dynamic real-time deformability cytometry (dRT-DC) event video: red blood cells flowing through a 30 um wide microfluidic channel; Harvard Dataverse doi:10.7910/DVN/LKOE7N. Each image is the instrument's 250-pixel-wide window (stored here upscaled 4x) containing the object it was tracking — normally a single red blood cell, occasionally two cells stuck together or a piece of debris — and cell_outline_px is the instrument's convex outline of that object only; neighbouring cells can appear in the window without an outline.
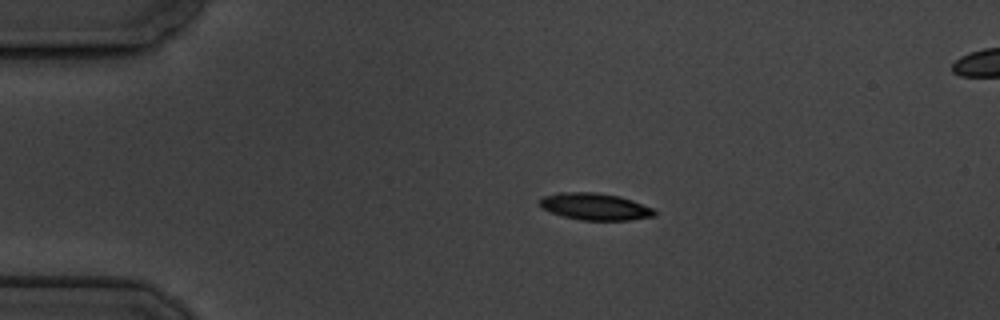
{"species": "common noctule bat (a hibernating species)", "species_latin": "Nyctalus noctula", "temperature_condition": "cold", "stored_images_in_passage": 14, "camera_frame_rate_fps": 3000, "um_per_image_px": 0.085, "animal": {"sex": "male", "body_mass_g": 19.5, "forearm_length_mm": 54.6}, "frame": {"image": 1, "passage_image": 2, "time_ms": 2.0, "image_size_px": [1000, 320], "cell_outline_px": [[656, 216], [628, 220], [580, 220], [564, 216], [552, 212], [544, 208], [540, 204], [540, 196], [560, 192], [596, 192], [620, 196], [632, 200], [652, 208], [656, 212]], "centroid_in_image_um": [50.58, 17.55], "position_along_channel_um": 34.4, "area_um2": 17.92}}
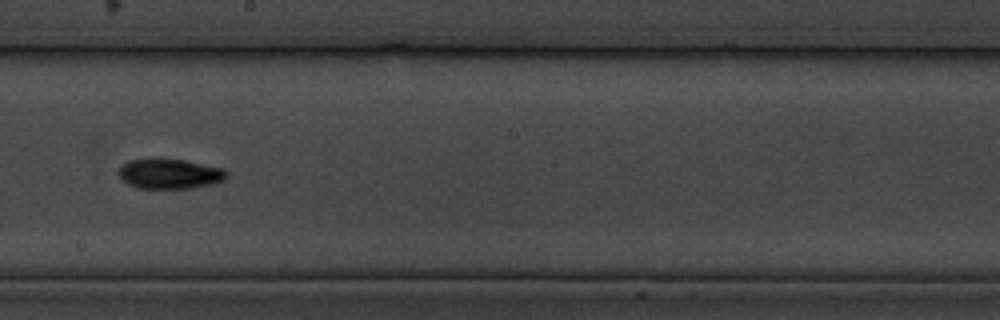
{"frame": {"image": 2, "passage_image": 8, "time_ms": 9.0, "image_size_px": [1000, 320], "cell_outline_px": [[228, 176], [224, 180], [212, 184], [192, 188], [140, 188], [128, 184], [112, 172], [120, 164], [128, 160], [184, 160], [220, 168], [228, 172]], "centroid_in_image_um": [14.33, 14.79], "position_along_channel_um": 233.9, "area_um2": 18.84}}
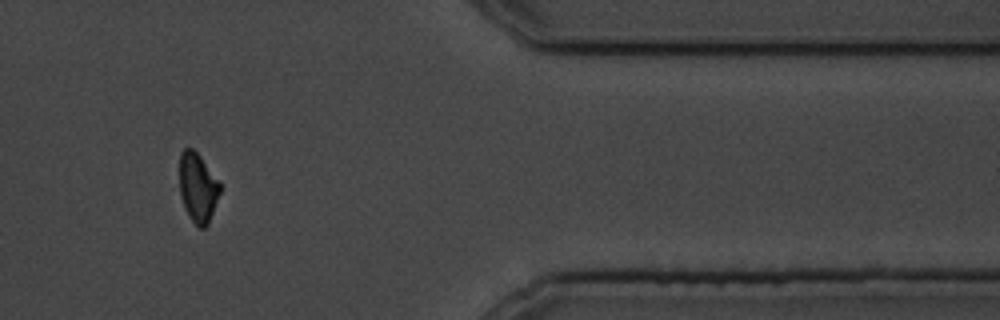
{"frame": {"image": 3, "passage_image": 12, "time_ms": 14.333, "image_size_px": [1000, 320], "cell_outline_px": [[220, 192], [208, 224], [204, 228], [200, 228], [188, 216], [184, 208], [180, 192], [180, 152], [184, 148], [192, 148], [200, 156], [220, 184]], "centroid_in_image_um": [16.79, 15.95], "position_along_channel_um": 394.6, "area_um2": 16.07}, "authors_computed_cell_mechanics": {"area_um2": 17.9469, "velocity_mm_per_s": 3.4775, "shape_relaxation_time_tau1_ms": 6.9869, "shape_relaxation_time_tau2_ms": null, "deformation_change_tau1": 0.144, "deformation_change_tau2": null}}